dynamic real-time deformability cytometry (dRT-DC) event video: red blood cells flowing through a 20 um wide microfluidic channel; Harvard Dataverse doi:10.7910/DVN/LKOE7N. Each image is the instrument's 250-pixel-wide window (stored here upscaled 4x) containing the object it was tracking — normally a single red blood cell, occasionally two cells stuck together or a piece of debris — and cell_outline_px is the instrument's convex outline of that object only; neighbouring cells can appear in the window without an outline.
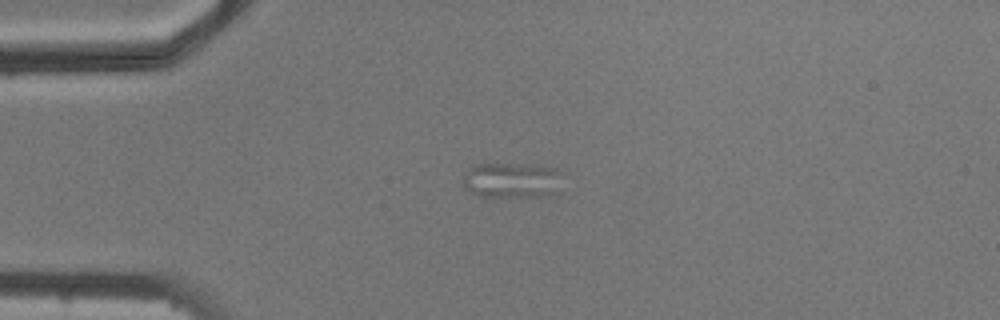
{"species": "common noctule bat (a hibernating species)", "species_latin": "Nyctalus noctula", "temperature_condition": "cold", "stored_images_in_passage": 8, "camera_frame_rate_fps": 3000, "um_per_image_px": 0.085, "animal": {"sex": "male", "body_mass_g": 20.5, "forearm_length_mm": 52.5}, "frame": {"image": 1, "passage_image": 3, "time_ms": 2.333, "image_size_px": [1000, 320], "cell_outline_px": [[564, 172], [556, 192], [548, 196], [480, 196], [464, 188], [464, 176], [476, 164], [528, 164], [556, 168]], "centroid_in_image_um": [43.58, 15.31], "position_along_channel_um": 41.4, "area_um2": 20.46}}
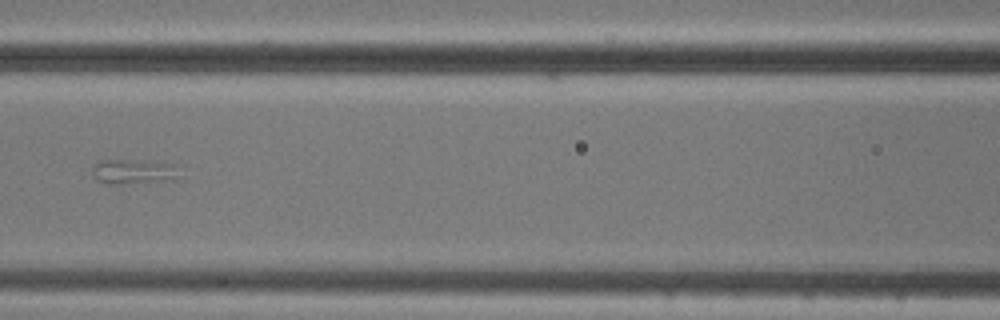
{"frame": {"image": 2, "passage_image": 6, "time_ms": 6.0, "image_size_px": [1000, 320], "cell_outline_px": [[184, 176], [164, 180], [112, 184], [108, 184], [100, 180], [92, 172], [92, 168], [100, 160], [124, 160], [184, 164]], "centroid_in_image_um": [11.55, 14.56], "position_along_channel_um": 155.1, "area_um2": 12.66}}
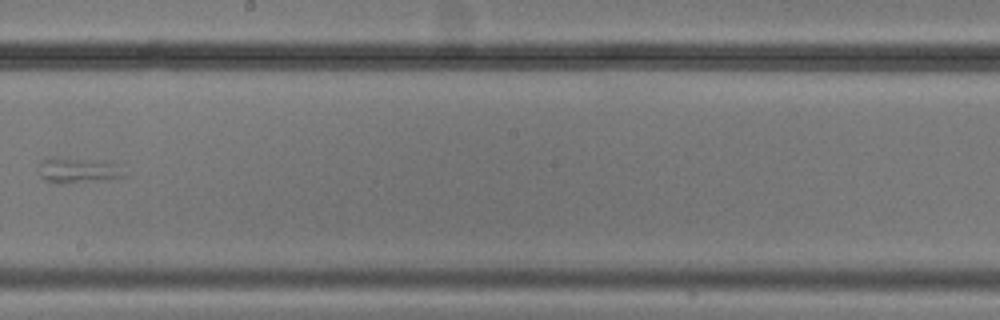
{"frame": {"image": 3, "passage_image": 8, "time_ms": 8.333, "image_size_px": [1000, 320], "cell_outline_px": [[128, 176], [76, 180], [44, 180], [40, 176], [40, 160], [48, 156], [56, 156], [116, 164]], "centroid_in_image_um": [6.54, 14.39], "position_along_channel_um": 241.7, "area_um2": 11.39}}